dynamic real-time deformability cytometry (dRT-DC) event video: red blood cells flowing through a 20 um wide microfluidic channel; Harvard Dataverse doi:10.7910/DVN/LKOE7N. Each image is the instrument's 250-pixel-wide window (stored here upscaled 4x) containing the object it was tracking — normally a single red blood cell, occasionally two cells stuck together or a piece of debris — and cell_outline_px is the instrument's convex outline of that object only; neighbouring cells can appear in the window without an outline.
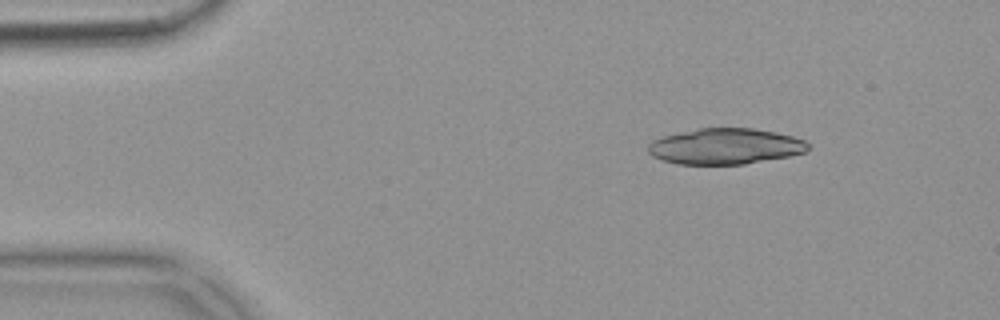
{"species": "common noctule bat (a hibernating species)", "species_latin": "Nyctalus noctula", "temperature_condition": "warm", "stored_images_in_passage": 18, "camera_frame_rate_fps": 3000, "um_per_image_px": 0.085, "animal": {"sex": "female", "body_mass_g": 18.4}, "frame": {"image": 1, "passage_image": 1, "time_ms": 0.0, "image_size_px": [1000, 320], "cell_outline_px": [[808, 152], [788, 156], [744, 164], [676, 164], [660, 160], [652, 156], [648, 152], [648, 144], [652, 140], [664, 136], [696, 128], [752, 128], [776, 132], [792, 136], [804, 140], [808, 144]], "centroid_in_image_um": [61.62, 12.44], "position_along_channel_um": 23.4, "area_um2": 33.52}}